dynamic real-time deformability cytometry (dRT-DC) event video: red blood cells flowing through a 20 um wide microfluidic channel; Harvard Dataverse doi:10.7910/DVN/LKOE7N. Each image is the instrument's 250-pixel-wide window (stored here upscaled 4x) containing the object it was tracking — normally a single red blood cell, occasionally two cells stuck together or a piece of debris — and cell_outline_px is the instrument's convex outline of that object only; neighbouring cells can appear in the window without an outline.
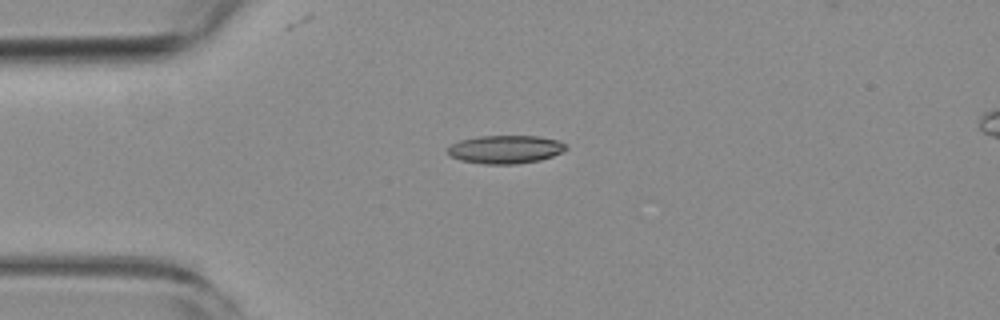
{"species": "common noctule bat (a hibernating species)", "species_latin": "Nyctalus noctula", "temperature_condition": "room temperature", "stored_images_in_passage": 42, "camera_frame_rate_fps": 3000, "um_per_image_px": 0.085, "animal": {"sex": "female", "body_mass_g": 19.3, "forearm_length_mm": 54.1}, "frame": {"image": 1, "passage_image": 1, "time_ms": 0.0, "image_size_px": [1000, 320], "cell_outline_px": [[568, 148], [564, 152], [540, 160], [516, 164], [484, 164], [460, 160], [452, 156], [448, 152], [448, 148], [452, 144], [460, 140], [480, 136], [536, 136], [560, 140], [568, 144]], "centroid_in_image_um": [43.03, 12.69], "position_along_channel_um": 42.0, "area_um2": 19.54}}
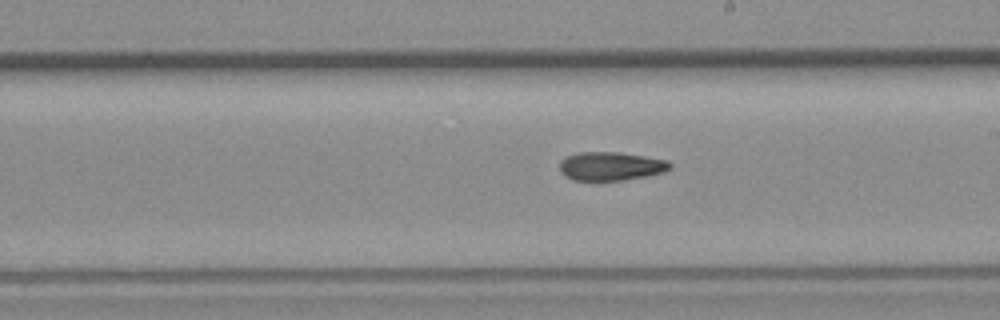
{"frame": {"image": 2, "passage_image": 18, "time_ms": 5.667, "image_size_px": [1000, 320], "cell_outline_px": [[672, 168], [664, 172], [648, 176], [624, 180], [596, 184], [572, 180], [564, 176], [560, 172], [560, 160], [568, 156], [580, 152], [620, 152], [668, 160], [672, 164]], "centroid_in_image_um": [51.9, 14.18], "position_along_channel_um": 237.1, "area_um2": 19.31}}
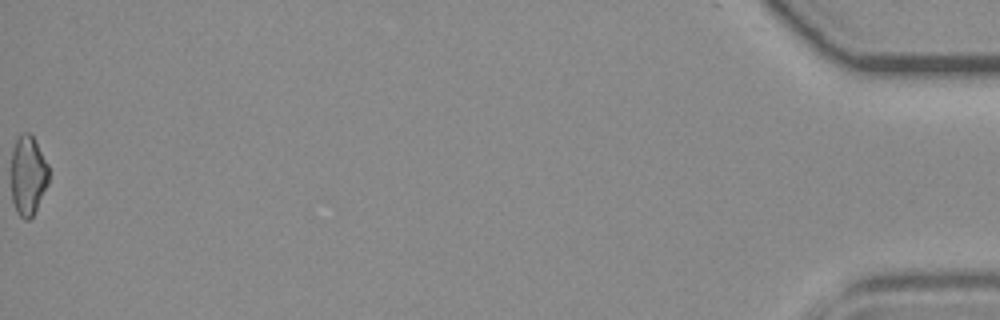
{"frame": {"image": 3, "passage_image": 42, "time_ms": 13.667, "image_size_px": [1000, 320], "cell_outline_px": [[48, 184], [32, 216], [28, 220], [24, 220], [16, 212], [12, 200], [12, 148], [16, 140], [24, 132], [28, 132], [32, 136], [48, 164]], "centroid_in_image_um": [2.37, 14.93], "position_along_channel_um": 432.8, "area_um2": 17.17}, "authors_computed_cell_mechanics": {"area_um2": 18.3804, "velocity_mm_per_s": 3.8242, "shape_relaxation_time_tau1_ms": 11.1247, "shape_relaxation_time_tau2_ms": null, "deformation_change_tau1": 0.2437, "deformation_change_tau2": null}}